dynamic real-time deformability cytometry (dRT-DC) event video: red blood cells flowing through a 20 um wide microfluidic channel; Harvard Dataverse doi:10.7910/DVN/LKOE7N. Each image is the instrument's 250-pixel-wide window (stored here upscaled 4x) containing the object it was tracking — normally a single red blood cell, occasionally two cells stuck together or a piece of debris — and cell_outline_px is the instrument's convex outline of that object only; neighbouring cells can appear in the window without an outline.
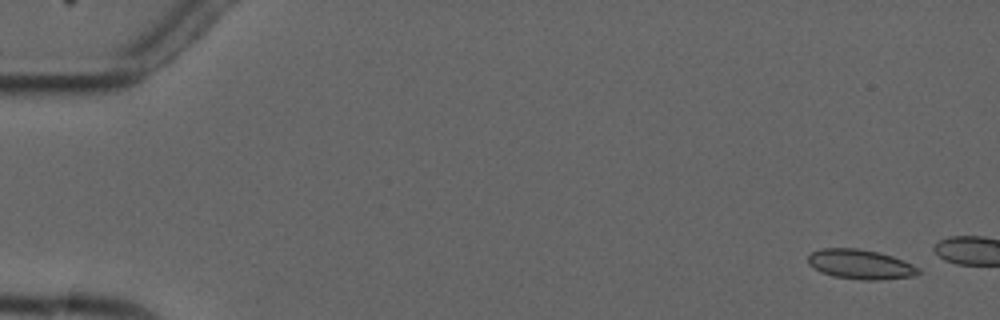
{"species": "common noctule bat (a hibernating species)", "species_latin": "Nyctalus noctula", "temperature_condition": "cold", "stored_images_in_passage": 4, "camera_frame_rate_fps": 3000, "um_per_image_px": 0.085, "animal": {"sex": "male", "forearm_length_mm": 52.5}, "frame": {"image": 1, "passage_image": 1, "time_ms": 0.0, "image_size_px": [1000, 320], "cell_outline_px": [[920, 272], [916, 276], [876, 280], [864, 280], [832, 276], [820, 272], [808, 264], [808, 256], [812, 252], [824, 248], [856, 248], [876, 252], [892, 256], [912, 264], [920, 268]], "centroid_in_image_um": [73.13, 22.47], "position_along_channel_um": 11.9, "area_um2": 19.02}}